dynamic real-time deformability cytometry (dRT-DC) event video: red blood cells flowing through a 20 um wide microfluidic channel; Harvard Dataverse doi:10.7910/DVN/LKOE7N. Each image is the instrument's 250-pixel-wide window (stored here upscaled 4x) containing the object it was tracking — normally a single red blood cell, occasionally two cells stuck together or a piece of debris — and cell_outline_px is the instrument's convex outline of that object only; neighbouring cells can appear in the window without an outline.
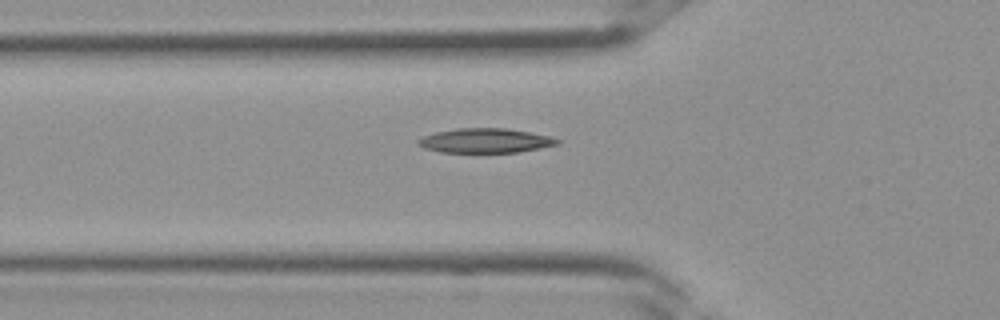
{"species": "Egyptian fruit bat (a non-hibernating species)", "species_latin": "Rousettus aegyptiacus", "temperature_condition": "room temperature", "stored_images_in_passage": 27, "camera_frame_rate_fps": 3000, "um_per_image_px": 0.085, "frame": {"image": 1, "passage_image": 4, "time_ms": 1.0, "image_size_px": [1000, 320], "cell_outline_px": [[560, 144], [540, 148], [516, 152], [440, 152], [424, 148], [416, 140], [424, 136], [436, 132], [456, 128], [504, 128], [528, 132], [548, 136], [560, 140]], "centroid_in_image_um": [41.24, 11.95], "position_along_channel_um": 84.6, "area_um2": 19.59}}
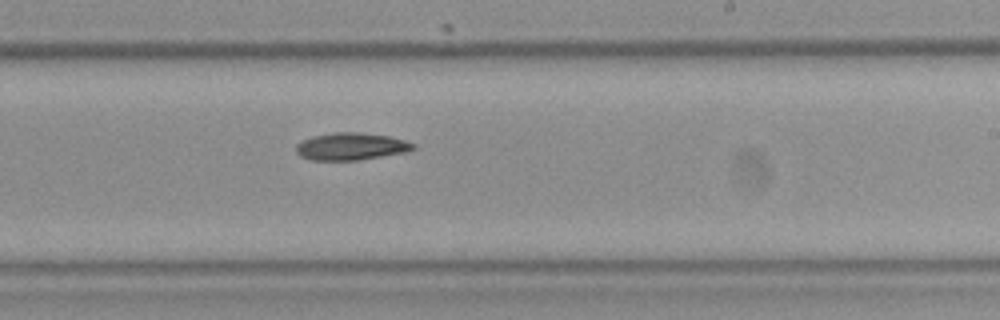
{"frame": {"image": 2, "passage_image": 13, "time_ms": 4.0, "image_size_px": [1000, 320], "cell_outline_px": [[416, 148], [404, 152], [360, 160], [308, 160], [300, 156], [296, 152], [296, 144], [300, 140], [312, 136], [336, 132], [356, 132], [388, 136], [404, 140], [416, 144]], "centroid_in_image_um": [29.79, 12.45], "position_along_channel_um": 259.2, "area_um2": 18.67}}
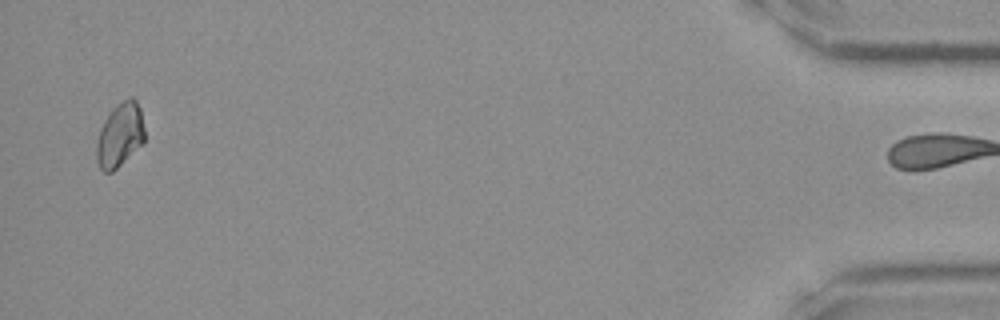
{"frame": {"image": 3, "passage_image": 26, "time_ms": 8.333, "image_size_px": [1000, 320], "cell_outline_px": [[144, 144], [112, 172], [104, 172], [100, 168], [96, 160], [96, 144], [100, 128], [104, 120], [112, 108], [116, 104], [128, 96], [132, 96], [136, 100], [140, 108], [144, 128]], "centroid_in_image_um": [10.19, 11.46], "position_along_channel_um": 425.0, "area_um2": 18.26}}